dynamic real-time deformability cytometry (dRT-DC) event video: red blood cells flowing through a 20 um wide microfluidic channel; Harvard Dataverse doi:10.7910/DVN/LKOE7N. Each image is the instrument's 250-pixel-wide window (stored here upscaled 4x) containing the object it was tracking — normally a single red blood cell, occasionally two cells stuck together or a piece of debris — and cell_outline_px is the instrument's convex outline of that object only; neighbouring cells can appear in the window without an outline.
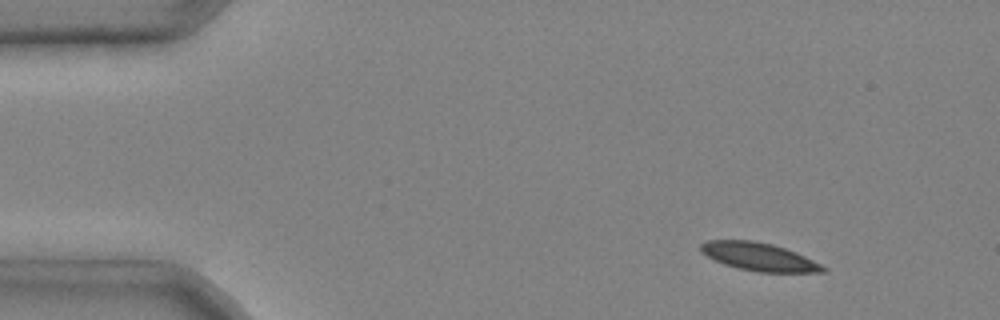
{"species": "common noctule bat (a hibernating species)", "species_latin": "Nyctalus noctula", "temperature_condition": "cold", "stored_images_in_passage": 4, "camera_frame_rate_fps": 3000, "um_per_image_px": 0.085, "animal": {"sex": "male", "body_mass_g": 20.4}, "frame": {"image": 1, "passage_image": 2, "time_ms": 0.333, "image_size_px": [1000, 320], "cell_outline_px": [[828, 272], [760, 272], [740, 268], [724, 264], [700, 252], [700, 244], [708, 240], [752, 240], [772, 244], [796, 252], [828, 268]], "centroid_in_image_um": [64.52, 21.82], "position_along_channel_um": 20.5, "area_um2": 19.77}}